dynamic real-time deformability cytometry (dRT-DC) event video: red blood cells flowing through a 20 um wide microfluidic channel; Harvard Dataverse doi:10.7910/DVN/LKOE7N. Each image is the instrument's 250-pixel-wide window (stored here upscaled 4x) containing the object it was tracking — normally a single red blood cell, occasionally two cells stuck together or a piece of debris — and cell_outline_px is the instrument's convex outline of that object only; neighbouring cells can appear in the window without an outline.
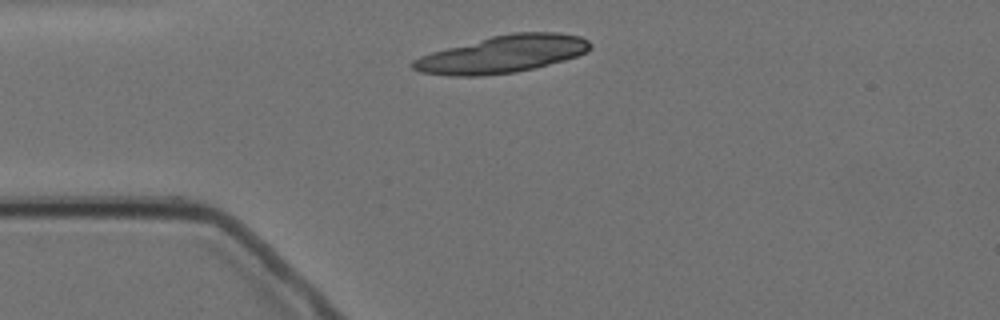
{"species": "Egyptian fruit bat (a non-hibernating species)", "species_latin": "Rousettus aegyptiacus", "temperature_condition": "cold", "stored_images_in_passage": 8, "camera_frame_rate_fps": 3000, "um_per_image_px": 0.085, "animal": {"sex": "female"}, "frame": {"image": 1, "passage_image": 1, "time_ms": 0.0, "image_size_px": [1000, 320], "cell_outline_px": [[592, 44], [588, 52], [564, 60], [516, 72], [480, 76], [448, 76], [420, 72], [412, 68], [412, 60], [420, 56], [432, 52], [492, 36], [512, 32], [556, 32], [580, 36], [588, 40]], "centroid_in_image_um": [42.71, 4.61], "position_along_channel_um": 42.3, "area_um2": 38.32}}